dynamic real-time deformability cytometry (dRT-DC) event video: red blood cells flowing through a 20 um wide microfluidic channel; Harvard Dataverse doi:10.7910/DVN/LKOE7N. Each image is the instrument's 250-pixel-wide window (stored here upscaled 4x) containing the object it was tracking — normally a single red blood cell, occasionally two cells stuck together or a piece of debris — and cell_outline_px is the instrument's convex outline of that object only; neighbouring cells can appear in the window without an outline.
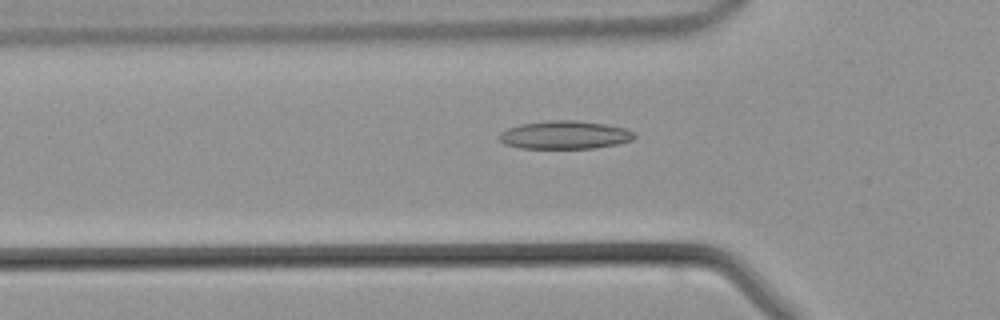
{"species": "common noctule bat (a hibernating species)", "species_latin": "Nyctalus noctula", "temperature_condition": "warm", "stored_images_in_passage": 43, "camera_frame_rate_fps": 3000, "um_per_image_px": 0.085, "animal": {"sex": "male", "body_mass_g": 21.5, "forearm_length_mm": 52.0}, "frame": {"image": 1, "passage_image": 13, "time_ms": 4.0, "image_size_px": [1000, 320], "cell_outline_px": [[636, 136], [632, 140], [616, 144], [596, 148], [520, 148], [504, 144], [500, 140], [500, 132], [508, 128], [520, 124], [552, 120], [576, 120], [604, 124], [624, 128], [636, 132]], "centroid_in_image_um": [48.02, 11.47], "position_along_channel_um": 77.8, "area_um2": 22.14}}
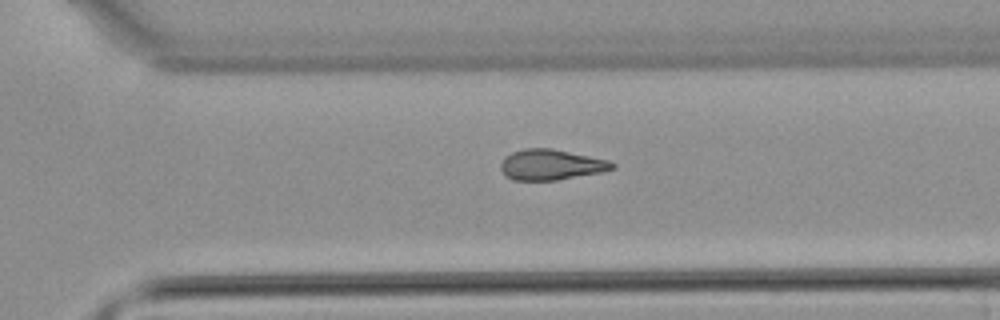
{"frame": {"image": 2, "passage_image": 29, "time_ms": 9.333, "image_size_px": [1000, 320], "cell_outline_px": [[616, 168], [604, 172], [556, 180], [512, 180], [504, 176], [500, 168], [500, 164], [504, 156], [512, 152], [524, 148], [552, 148], [608, 160], [616, 164]], "centroid_in_image_um": [46.82, 14.0], "position_along_channel_um": 323.8, "area_um2": 20.11}}
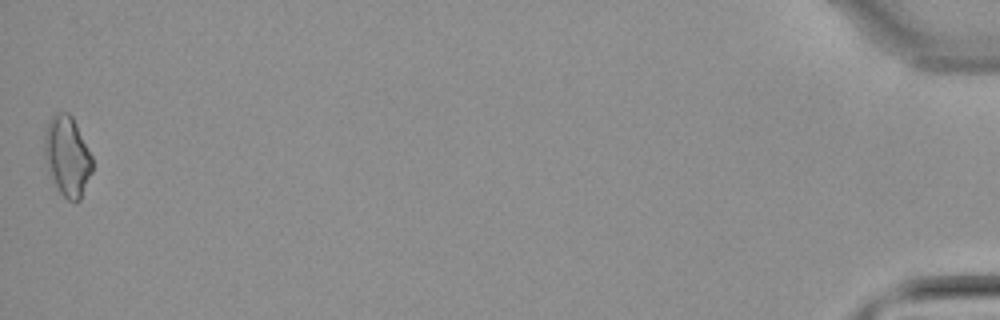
{"frame": {"image": 3, "passage_image": 43, "time_ms": 14.0, "image_size_px": [1000, 320], "cell_outline_px": [[92, 172], [80, 200], [68, 200], [60, 192], [48, 168], [44, 152], [44, 132], [48, 120], [56, 112], [68, 112], [72, 116], [92, 156]], "centroid_in_image_um": [5.72, 13.23], "position_along_channel_um": 429.5, "area_um2": 22.02}}